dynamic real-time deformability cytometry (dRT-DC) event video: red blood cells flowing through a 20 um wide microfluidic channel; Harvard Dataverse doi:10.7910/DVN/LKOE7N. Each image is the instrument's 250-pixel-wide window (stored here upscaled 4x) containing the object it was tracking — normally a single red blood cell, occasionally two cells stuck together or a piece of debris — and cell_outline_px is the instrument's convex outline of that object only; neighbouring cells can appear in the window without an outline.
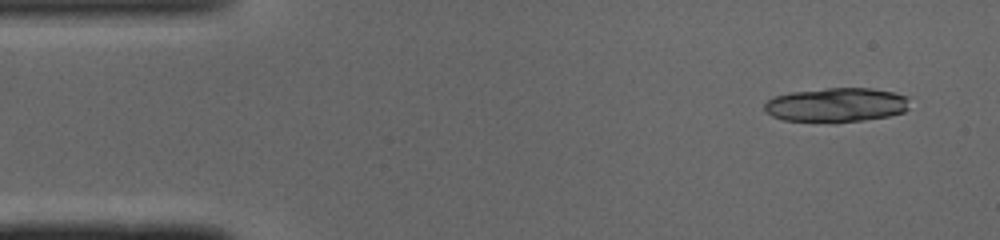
{"species": "common noctule bat (a hibernating species)", "species_latin": "Nyctalus noctula", "temperature_condition": "cold", "stored_images_in_passage": 33, "camera_frame_rate_fps": 3000, "um_per_image_px": 0.085, "animal": {"sex": "male", "body_mass_g": 19.0, "forearm_length_mm": 50.8}, "frame": {"image": 1, "passage_image": 1, "time_ms": 0.0, "image_size_px": [1000, 240], "cell_outline_px": [[908, 108], [904, 112], [888, 116], [864, 120], [836, 124], [784, 120], [772, 116], [764, 112], [764, 104], [772, 96], [792, 92], [828, 88], [872, 88], [892, 92], [908, 96]], "centroid_in_image_um": [71.06, 8.94], "position_along_channel_um": 13.9, "area_um2": 29.54}}